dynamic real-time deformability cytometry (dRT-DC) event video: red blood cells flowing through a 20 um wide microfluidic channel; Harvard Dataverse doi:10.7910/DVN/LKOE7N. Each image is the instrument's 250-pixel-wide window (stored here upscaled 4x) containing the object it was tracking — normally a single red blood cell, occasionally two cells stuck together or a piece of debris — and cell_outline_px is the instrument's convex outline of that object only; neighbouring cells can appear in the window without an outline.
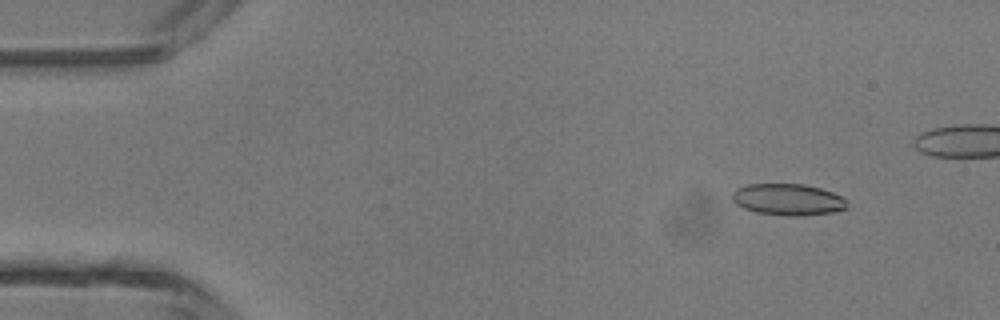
{"species": "common noctule bat (a hibernating species)", "species_latin": "Nyctalus noctula", "temperature_condition": "room temperature", "stored_images_in_passage": 5, "camera_frame_rate_fps": 3000, "um_per_image_px": 0.085, "animal": {"sex": "male", "body_mass_g": 13.3}, "frame": {"image": 1, "passage_image": 2, "time_ms": 0.333, "image_size_px": [1000, 320], "cell_outline_px": [[848, 208], [832, 212], [800, 216], [788, 216], [756, 212], [744, 208], [736, 204], [732, 200], [732, 192], [736, 188], [748, 184], [804, 184], [820, 188], [832, 192], [840, 196], [844, 200]], "centroid_in_image_um": [66.94, 16.96], "position_along_channel_um": 18.1, "area_um2": 21.04}}
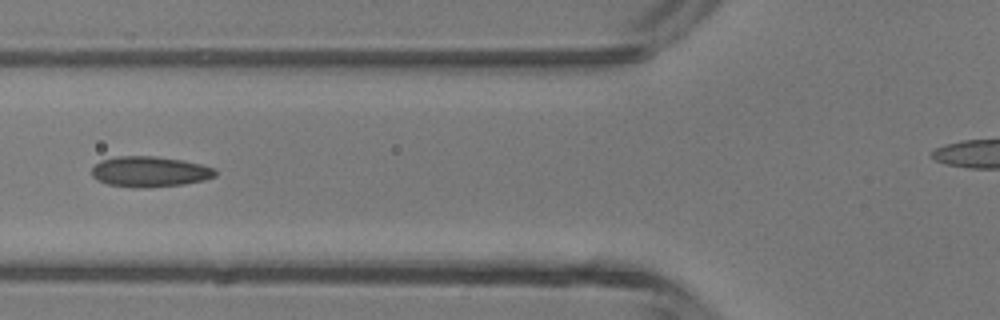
{"frame": {"image": 2, "passage_image": 5, "time_ms": 1.333, "image_size_px": [1000, 320], "cell_outline_px": [[216, 176], [204, 180], [184, 184], [144, 188], [132, 188], [108, 184], [96, 180], [92, 176], [92, 168], [100, 160], [116, 156], [156, 156], [184, 160], [216, 168]], "centroid_in_image_um": [12.72, 14.59], "position_along_channel_um": 113.1, "area_um2": 22.25}}